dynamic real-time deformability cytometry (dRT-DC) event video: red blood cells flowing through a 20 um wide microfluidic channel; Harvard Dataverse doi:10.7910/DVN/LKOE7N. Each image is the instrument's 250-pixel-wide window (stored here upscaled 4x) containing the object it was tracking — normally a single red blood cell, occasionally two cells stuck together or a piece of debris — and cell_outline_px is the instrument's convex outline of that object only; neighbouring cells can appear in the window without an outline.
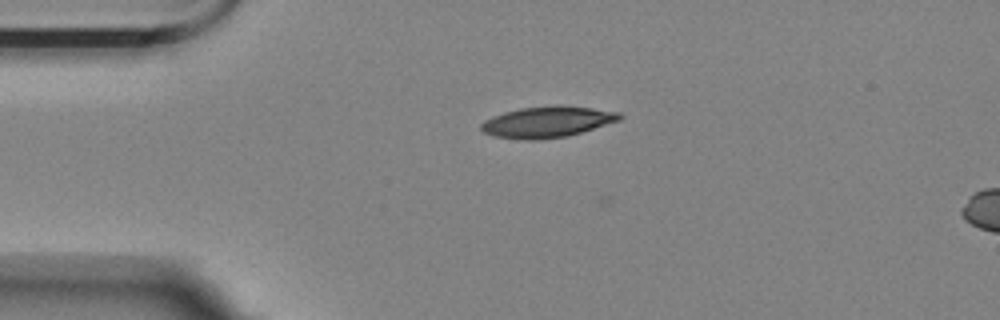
{"species": "Egyptian fruit bat (a non-hibernating species)", "species_latin": "Rousettus aegyptiacus", "temperature_condition": "room temperature", "stored_images_in_passage": 4, "segment_of_instrument_passage": [1, 2], "camera_frame_rate_fps": 3000, "um_per_image_px": 0.085, "animal": {"sex": "female"}, "frame": {"image": 1, "passage_image": 2, "time_ms": 1.333, "image_size_px": [1000, 320], "cell_outline_px": [[624, 116], [620, 120], [568, 136], [536, 140], [524, 140], [492, 136], [484, 132], [480, 128], [480, 124], [484, 120], [504, 112], [520, 108], [556, 104], [560, 104], [592, 108], [620, 112]], "centroid_in_image_um": [46.52, 10.35], "position_along_channel_um": 38.5, "area_um2": 25.32}}